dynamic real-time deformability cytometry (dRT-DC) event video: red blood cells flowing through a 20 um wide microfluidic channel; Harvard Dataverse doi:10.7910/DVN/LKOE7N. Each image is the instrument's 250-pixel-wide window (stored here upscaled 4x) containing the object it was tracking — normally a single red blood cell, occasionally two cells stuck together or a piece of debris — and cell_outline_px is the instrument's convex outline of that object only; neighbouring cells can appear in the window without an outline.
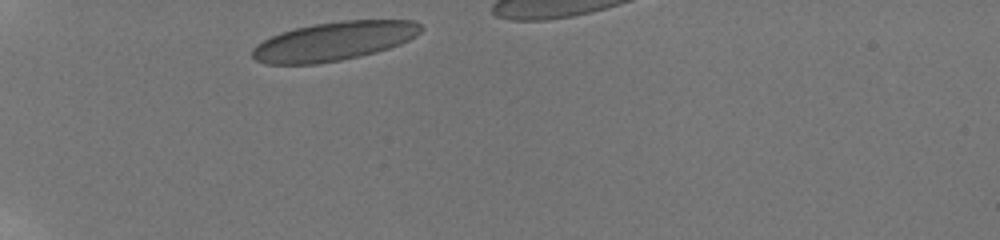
{"species": "human", "species_latin": "Homo sapiens", "temperature_condition": "room temperature", "stored_images_in_passage": 27, "camera_frame_rate_fps": 3000, "um_per_image_px": 0.085, "donor": {"sex": "male"}, "frame": {"image": 1, "passage_image": 1, "time_ms": 0.0, "image_size_px": [1000, 240], "cell_outline_px": [[424, 28], [416, 36], [400, 44], [376, 52], [360, 56], [340, 60], [316, 64], [268, 64], [256, 60], [252, 56], [252, 48], [256, 44], [280, 32], [312, 24], [340, 20], [412, 20], [420, 24]], "centroid_in_image_um": [28.39, 3.49], "position_along_channel_um": 56.6, "area_um2": 38.15}}
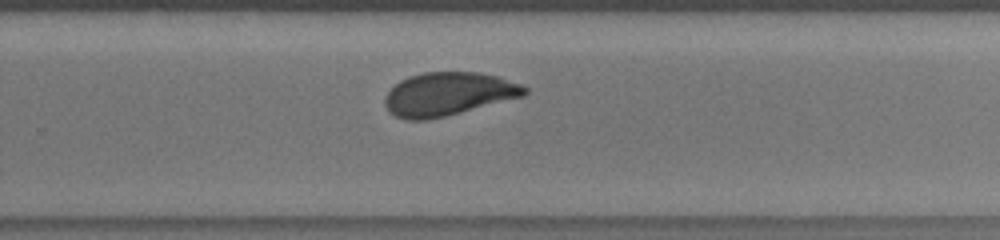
{"frame": {"image": 2, "passage_image": 12, "time_ms": 7.0, "image_size_px": [1000, 240], "cell_outline_px": [[528, 92], [524, 96], [428, 120], [404, 120], [388, 112], [384, 104], [384, 96], [400, 80], [408, 76], [424, 72], [476, 72], [500, 76], [520, 84], [528, 88]], "centroid_in_image_um": [38.08, 7.99], "position_along_channel_um": 291.7, "area_um2": 35.32}}
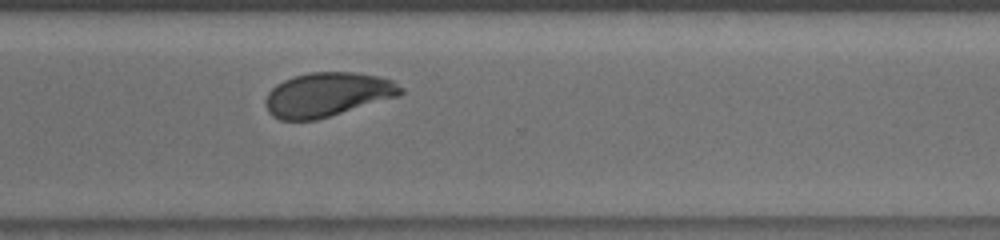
{"frame": {"image": 3, "passage_image": 17, "time_ms": 8.333, "image_size_px": [1000, 240], "cell_outline_px": [[404, 92], [400, 96], [316, 120], [280, 120], [272, 116], [268, 112], [264, 104], [264, 100], [268, 92], [276, 84], [292, 76], [308, 72], [356, 72], [376, 76], [392, 80], [404, 88]], "centroid_in_image_um": [27.81, 8.04], "position_along_channel_um": 342.8, "area_um2": 35.08}, "authors_computed_cell_mechanics": {"area_um2": 35.258, "velocity_mm_per_s": 3.8113, "shape_relaxation_time_tau1_ms": 8.2614, "shape_relaxation_time_tau2_ms": null, "deformation_change_tau1": 0.2035, "deformation_change_tau2": null}}